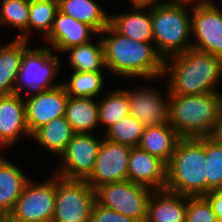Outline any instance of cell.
Returning a JSON list of instances; mask_svg holds the SVG:
<instances>
[{
    "instance_id": "6da1fadb",
    "label": "cell",
    "mask_w": 222,
    "mask_h": 222,
    "mask_svg": "<svg viewBox=\"0 0 222 222\" xmlns=\"http://www.w3.org/2000/svg\"><path fill=\"white\" fill-rule=\"evenodd\" d=\"M99 35L108 72L130 79L144 78L145 82L164 79L165 60L157 52L153 42H136L118 33L110 24Z\"/></svg>"
},
{
    "instance_id": "7a4b0ae2",
    "label": "cell",
    "mask_w": 222,
    "mask_h": 222,
    "mask_svg": "<svg viewBox=\"0 0 222 222\" xmlns=\"http://www.w3.org/2000/svg\"><path fill=\"white\" fill-rule=\"evenodd\" d=\"M163 77L170 95L219 92L222 58L191 48L165 59Z\"/></svg>"
},
{
    "instance_id": "3957f363",
    "label": "cell",
    "mask_w": 222,
    "mask_h": 222,
    "mask_svg": "<svg viewBox=\"0 0 222 222\" xmlns=\"http://www.w3.org/2000/svg\"><path fill=\"white\" fill-rule=\"evenodd\" d=\"M206 137L181 138L167 164L169 192L187 197L207 195Z\"/></svg>"
},
{
    "instance_id": "277c9868",
    "label": "cell",
    "mask_w": 222,
    "mask_h": 222,
    "mask_svg": "<svg viewBox=\"0 0 222 222\" xmlns=\"http://www.w3.org/2000/svg\"><path fill=\"white\" fill-rule=\"evenodd\" d=\"M222 107V92L169 96V124L181 138L207 137Z\"/></svg>"
},
{
    "instance_id": "5b68a950",
    "label": "cell",
    "mask_w": 222,
    "mask_h": 222,
    "mask_svg": "<svg viewBox=\"0 0 222 222\" xmlns=\"http://www.w3.org/2000/svg\"><path fill=\"white\" fill-rule=\"evenodd\" d=\"M190 6L188 2L168 1L152 9L153 43L164 60L191 49Z\"/></svg>"
},
{
    "instance_id": "8992f818",
    "label": "cell",
    "mask_w": 222,
    "mask_h": 222,
    "mask_svg": "<svg viewBox=\"0 0 222 222\" xmlns=\"http://www.w3.org/2000/svg\"><path fill=\"white\" fill-rule=\"evenodd\" d=\"M61 62L50 47L29 48L24 52L18 74L15 93L21 95L22 89L31 93L49 90L62 83H54L60 73ZM28 90V91H27Z\"/></svg>"
},
{
    "instance_id": "52a82bcc",
    "label": "cell",
    "mask_w": 222,
    "mask_h": 222,
    "mask_svg": "<svg viewBox=\"0 0 222 222\" xmlns=\"http://www.w3.org/2000/svg\"><path fill=\"white\" fill-rule=\"evenodd\" d=\"M152 192L151 188L128 180L94 189L97 204L142 222L147 220L148 202Z\"/></svg>"
},
{
    "instance_id": "ba28073f",
    "label": "cell",
    "mask_w": 222,
    "mask_h": 222,
    "mask_svg": "<svg viewBox=\"0 0 222 222\" xmlns=\"http://www.w3.org/2000/svg\"><path fill=\"white\" fill-rule=\"evenodd\" d=\"M56 203V174L41 183L29 180L4 222H52Z\"/></svg>"
},
{
    "instance_id": "9c48e42d",
    "label": "cell",
    "mask_w": 222,
    "mask_h": 222,
    "mask_svg": "<svg viewBox=\"0 0 222 222\" xmlns=\"http://www.w3.org/2000/svg\"><path fill=\"white\" fill-rule=\"evenodd\" d=\"M94 189L85 180L56 175V203L52 222H90Z\"/></svg>"
},
{
    "instance_id": "30bf717a",
    "label": "cell",
    "mask_w": 222,
    "mask_h": 222,
    "mask_svg": "<svg viewBox=\"0 0 222 222\" xmlns=\"http://www.w3.org/2000/svg\"><path fill=\"white\" fill-rule=\"evenodd\" d=\"M192 49L222 58V10L212 0L191 3Z\"/></svg>"
},
{
    "instance_id": "8fae6325",
    "label": "cell",
    "mask_w": 222,
    "mask_h": 222,
    "mask_svg": "<svg viewBox=\"0 0 222 222\" xmlns=\"http://www.w3.org/2000/svg\"><path fill=\"white\" fill-rule=\"evenodd\" d=\"M102 140L92 133H75L60 156L61 168L54 174L65 179L86 180L94 170Z\"/></svg>"
},
{
    "instance_id": "7c38bea8",
    "label": "cell",
    "mask_w": 222,
    "mask_h": 222,
    "mask_svg": "<svg viewBox=\"0 0 222 222\" xmlns=\"http://www.w3.org/2000/svg\"><path fill=\"white\" fill-rule=\"evenodd\" d=\"M131 147L102 140L91 175L85 180L93 189L105 184L127 180Z\"/></svg>"
},
{
    "instance_id": "4fadbf2b",
    "label": "cell",
    "mask_w": 222,
    "mask_h": 222,
    "mask_svg": "<svg viewBox=\"0 0 222 222\" xmlns=\"http://www.w3.org/2000/svg\"><path fill=\"white\" fill-rule=\"evenodd\" d=\"M24 96H27L25 98L26 122L30 135L54 118L65 116L68 95L62 84Z\"/></svg>"
},
{
    "instance_id": "5bb4252c",
    "label": "cell",
    "mask_w": 222,
    "mask_h": 222,
    "mask_svg": "<svg viewBox=\"0 0 222 222\" xmlns=\"http://www.w3.org/2000/svg\"><path fill=\"white\" fill-rule=\"evenodd\" d=\"M165 97L151 87L124 89L128 94L130 115L144 127L160 126L169 122V88Z\"/></svg>"
},
{
    "instance_id": "9a60e30c",
    "label": "cell",
    "mask_w": 222,
    "mask_h": 222,
    "mask_svg": "<svg viewBox=\"0 0 222 222\" xmlns=\"http://www.w3.org/2000/svg\"><path fill=\"white\" fill-rule=\"evenodd\" d=\"M24 136L31 139L23 95H0V148L11 147Z\"/></svg>"
},
{
    "instance_id": "2e32d148",
    "label": "cell",
    "mask_w": 222,
    "mask_h": 222,
    "mask_svg": "<svg viewBox=\"0 0 222 222\" xmlns=\"http://www.w3.org/2000/svg\"><path fill=\"white\" fill-rule=\"evenodd\" d=\"M127 180L155 190H165L167 164L139 147H131Z\"/></svg>"
},
{
    "instance_id": "e0dca14e",
    "label": "cell",
    "mask_w": 222,
    "mask_h": 222,
    "mask_svg": "<svg viewBox=\"0 0 222 222\" xmlns=\"http://www.w3.org/2000/svg\"><path fill=\"white\" fill-rule=\"evenodd\" d=\"M93 34L95 35L96 32L90 26L58 10L52 30L44 40L56 54H62L70 47L92 41Z\"/></svg>"
},
{
    "instance_id": "ac0fdd59",
    "label": "cell",
    "mask_w": 222,
    "mask_h": 222,
    "mask_svg": "<svg viewBox=\"0 0 222 222\" xmlns=\"http://www.w3.org/2000/svg\"><path fill=\"white\" fill-rule=\"evenodd\" d=\"M30 178L18 166L0 154V217L4 220L12 212L17 199Z\"/></svg>"
},
{
    "instance_id": "d6986e66",
    "label": "cell",
    "mask_w": 222,
    "mask_h": 222,
    "mask_svg": "<svg viewBox=\"0 0 222 222\" xmlns=\"http://www.w3.org/2000/svg\"><path fill=\"white\" fill-rule=\"evenodd\" d=\"M187 196L155 190L148 202L146 222H185Z\"/></svg>"
},
{
    "instance_id": "ffe728a7",
    "label": "cell",
    "mask_w": 222,
    "mask_h": 222,
    "mask_svg": "<svg viewBox=\"0 0 222 222\" xmlns=\"http://www.w3.org/2000/svg\"><path fill=\"white\" fill-rule=\"evenodd\" d=\"M132 12L110 15L109 24L136 42H153L152 9L132 8Z\"/></svg>"
},
{
    "instance_id": "44dd1931",
    "label": "cell",
    "mask_w": 222,
    "mask_h": 222,
    "mask_svg": "<svg viewBox=\"0 0 222 222\" xmlns=\"http://www.w3.org/2000/svg\"><path fill=\"white\" fill-rule=\"evenodd\" d=\"M29 41L14 38L9 44L0 46V95L15 93L24 52Z\"/></svg>"
},
{
    "instance_id": "7402d4cb",
    "label": "cell",
    "mask_w": 222,
    "mask_h": 222,
    "mask_svg": "<svg viewBox=\"0 0 222 222\" xmlns=\"http://www.w3.org/2000/svg\"><path fill=\"white\" fill-rule=\"evenodd\" d=\"M180 139L179 134L167 122L160 126L145 127L138 147L168 164Z\"/></svg>"
},
{
    "instance_id": "603a6c76",
    "label": "cell",
    "mask_w": 222,
    "mask_h": 222,
    "mask_svg": "<svg viewBox=\"0 0 222 222\" xmlns=\"http://www.w3.org/2000/svg\"><path fill=\"white\" fill-rule=\"evenodd\" d=\"M75 132L65 116L54 118L49 123L41 126L32 135L31 139L45 150L60 157L66 150Z\"/></svg>"
},
{
    "instance_id": "cb8c5ba5",
    "label": "cell",
    "mask_w": 222,
    "mask_h": 222,
    "mask_svg": "<svg viewBox=\"0 0 222 222\" xmlns=\"http://www.w3.org/2000/svg\"><path fill=\"white\" fill-rule=\"evenodd\" d=\"M58 9L90 26L97 36L109 25V14L94 0H58Z\"/></svg>"
},
{
    "instance_id": "d4e9b609",
    "label": "cell",
    "mask_w": 222,
    "mask_h": 222,
    "mask_svg": "<svg viewBox=\"0 0 222 222\" xmlns=\"http://www.w3.org/2000/svg\"><path fill=\"white\" fill-rule=\"evenodd\" d=\"M65 118L75 133H92L99 127L98 100L68 97Z\"/></svg>"
},
{
    "instance_id": "484cf974",
    "label": "cell",
    "mask_w": 222,
    "mask_h": 222,
    "mask_svg": "<svg viewBox=\"0 0 222 222\" xmlns=\"http://www.w3.org/2000/svg\"><path fill=\"white\" fill-rule=\"evenodd\" d=\"M96 42L70 47L63 53L69 55L70 67L73 71L95 72L106 69L104 50L101 38L97 37ZM104 68V69H103Z\"/></svg>"
},
{
    "instance_id": "4316f807",
    "label": "cell",
    "mask_w": 222,
    "mask_h": 222,
    "mask_svg": "<svg viewBox=\"0 0 222 222\" xmlns=\"http://www.w3.org/2000/svg\"><path fill=\"white\" fill-rule=\"evenodd\" d=\"M98 101L99 126H104V133L123 117L130 114L128 94L124 89L109 92Z\"/></svg>"
},
{
    "instance_id": "83f0119b",
    "label": "cell",
    "mask_w": 222,
    "mask_h": 222,
    "mask_svg": "<svg viewBox=\"0 0 222 222\" xmlns=\"http://www.w3.org/2000/svg\"><path fill=\"white\" fill-rule=\"evenodd\" d=\"M103 71H73L68 81L61 82L68 97L97 98L104 85Z\"/></svg>"
},
{
    "instance_id": "f1b7e54d",
    "label": "cell",
    "mask_w": 222,
    "mask_h": 222,
    "mask_svg": "<svg viewBox=\"0 0 222 222\" xmlns=\"http://www.w3.org/2000/svg\"><path fill=\"white\" fill-rule=\"evenodd\" d=\"M58 10V0H30L28 41L34 31H41L43 40L49 35Z\"/></svg>"
},
{
    "instance_id": "f546056e",
    "label": "cell",
    "mask_w": 222,
    "mask_h": 222,
    "mask_svg": "<svg viewBox=\"0 0 222 222\" xmlns=\"http://www.w3.org/2000/svg\"><path fill=\"white\" fill-rule=\"evenodd\" d=\"M0 24L19 29L18 39L28 41L30 0H0Z\"/></svg>"
},
{
    "instance_id": "4dcf8cb0",
    "label": "cell",
    "mask_w": 222,
    "mask_h": 222,
    "mask_svg": "<svg viewBox=\"0 0 222 222\" xmlns=\"http://www.w3.org/2000/svg\"><path fill=\"white\" fill-rule=\"evenodd\" d=\"M145 127L130 114L111 126L104 138L111 142L138 147Z\"/></svg>"
},
{
    "instance_id": "1f68e13d",
    "label": "cell",
    "mask_w": 222,
    "mask_h": 222,
    "mask_svg": "<svg viewBox=\"0 0 222 222\" xmlns=\"http://www.w3.org/2000/svg\"><path fill=\"white\" fill-rule=\"evenodd\" d=\"M207 194L222 190V145L206 137Z\"/></svg>"
},
{
    "instance_id": "d6a6232c",
    "label": "cell",
    "mask_w": 222,
    "mask_h": 222,
    "mask_svg": "<svg viewBox=\"0 0 222 222\" xmlns=\"http://www.w3.org/2000/svg\"><path fill=\"white\" fill-rule=\"evenodd\" d=\"M185 222H218L212 205L205 196L187 197Z\"/></svg>"
},
{
    "instance_id": "836d02e7",
    "label": "cell",
    "mask_w": 222,
    "mask_h": 222,
    "mask_svg": "<svg viewBox=\"0 0 222 222\" xmlns=\"http://www.w3.org/2000/svg\"><path fill=\"white\" fill-rule=\"evenodd\" d=\"M90 222H142L139 219L128 217L117 213L111 209L105 208L94 202L91 208Z\"/></svg>"
},
{
    "instance_id": "e575fe53",
    "label": "cell",
    "mask_w": 222,
    "mask_h": 222,
    "mask_svg": "<svg viewBox=\"0 0 222 222\" xmlns=\"http://www.w3.org/2000/svg\"><path fill=\"white\" fill-rule=\"evenodd\" d=\"M205 197L211 203L218 222H222V190H213Z\"/></svg>"
},
{
    "instance_id": "d590c367",
    "label": "cell",
    "mask_w": 222,
    "mask_h": 222,
    "mask_svg": "<svg viewBox=\"0 0 222 222\" xmlns=\"http://www.w3.org/2000/svg\"><path fill=\"white\" fill-rule=\"evenodd\" d=\"M207 138L212 142L222 145V107L219 113L216 124L212 127V130L207 135Z\"/></svg>"
},
{
    "instance_id": "8d00e7d4",
    "label": "cell",
    "mask_w": 222,
    "mask_h": 222,
    "mask_svg": "<svg viewBox=\"0 0 222 222\" xmlns=\"http://www.w3.org/2000/svg\"><path fill=\"white\" fill-rule=\"evenodd\" d=\"M129 0L131 8H140V9H153L159 5L167 3L169 0Z\"/></svg>"
},
{
    "instance_id": "74e56055",
    "label": "cell",
    "mask_w": 222,
    "mask_h": 222,
    "mask_svg": "<svg viewBox=\"0 0 222 222\" xmlns=\"http://www.w3.org/2000/svg\"><path fill=\"white\" fill-rule=\"evenodd\" d=\"M172 2H188V3H193V2H197L199 0H169Z\"/></svg>"
},
{
    "instance_id": "f35d334b",
    "label": "cell",
    "mask_w": 222,
    "mask_h": 222,
    "mask_svg": "<svg viewBox=\"0 0 222 222\" xmlns=\"http://www.w3.org/2000/svg\"><path fill=\"white\" fill-rule=\"evenodd\" d=\"M0 222H4V219L0 217Z\"/></svg>"
}]
</instances>
